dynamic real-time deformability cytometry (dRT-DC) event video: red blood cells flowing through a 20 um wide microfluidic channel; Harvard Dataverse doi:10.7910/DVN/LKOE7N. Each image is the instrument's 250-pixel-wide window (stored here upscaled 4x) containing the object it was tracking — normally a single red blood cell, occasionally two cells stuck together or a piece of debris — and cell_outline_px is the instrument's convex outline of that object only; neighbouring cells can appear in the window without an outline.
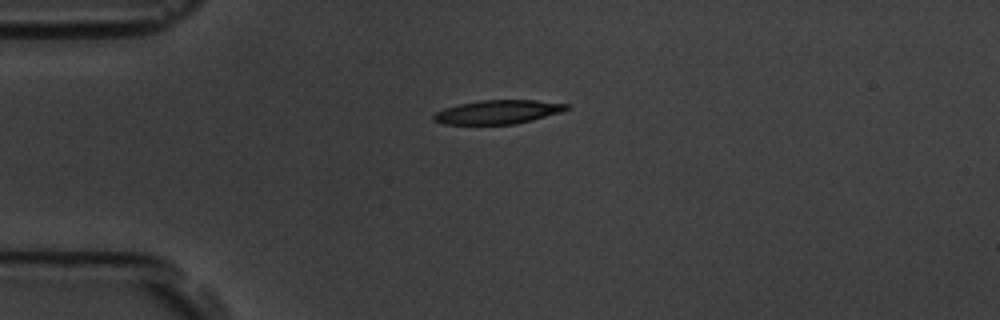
{"species": "common noctule bat (a hibernating species)", "species_latin": "Nyctalus noctula", "temperature_condition": "room temperature", "stored_images_in_passage": 4, "camera_frame_rate_fps": 3000, "um_per_image_px": 0.085, "animal": {"sex": "male", "body_mass_g": 19.5, "forearm_length_mm": 54.6}, "frame": {"image": 1, "passage_image": 4, "time_ms": 4.333, "image_size_px": [1000, 320], "cell_outline_px": [[568, 108], [560, 112], [532, 120], [516, 124], [444, 124], [432, 120], [432, 116], [436, 112], [444, 108], [460, 104], [480, 100], [536, 100], [568, 104]], "centroid_in_image_um": [42.28, 9.52], "position_along_channel_um": 42.7, "area_um2": 18.32}}